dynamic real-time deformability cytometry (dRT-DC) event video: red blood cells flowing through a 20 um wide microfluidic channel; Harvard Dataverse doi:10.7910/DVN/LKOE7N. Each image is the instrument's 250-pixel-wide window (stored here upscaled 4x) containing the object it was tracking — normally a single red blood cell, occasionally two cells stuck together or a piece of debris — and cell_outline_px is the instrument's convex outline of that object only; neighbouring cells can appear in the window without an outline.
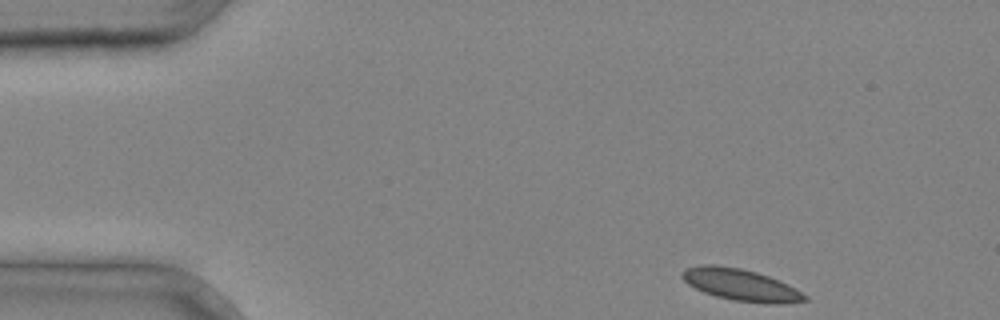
{"species": "common noctule bat (a hibernating species)", "species_latin": "Nyctalus noctula", "temperature_condition": "cold", "stored_images_in_passage": 3, "camera_frame_rate_fps": 3000, "um_per_image_px": 0.085, "animal": {"sex": "male", "body_mass_g": 20.4}, "frame": {"image": 1, "passage_image": 1, "time_ms": 0.0, "image_size_px": [1000, 320], "cell_outline_px": [[808, 300], [780, 304], [776, 304], [736, 300], [716, 296], [704, 292], [688, 284], [680, 276], [680, 272], [684, 268], [700, 264], [716, 264], [740, 268], [756, 272], [768, 276], [788, 284], [808, 296]], "centroid_in_image_um": [62.93, 24.19], "position_along_channel_um": 22.1, "area_um2": 22.66}}
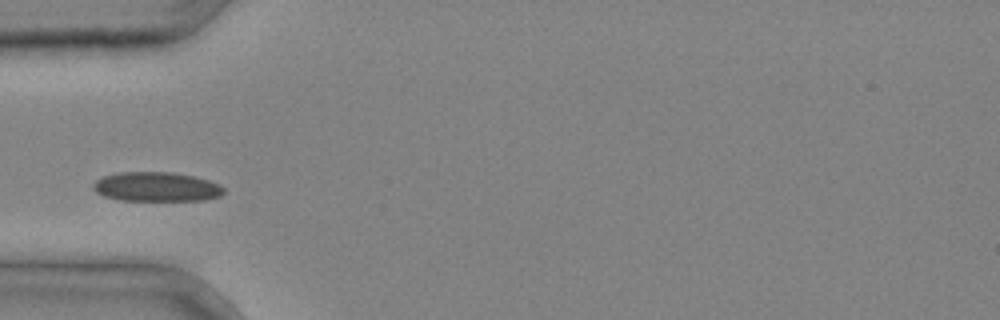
{"frame": {"image": 2, "passage_image": 3, "time_ms": 0.667, "image_size_px": [1000, 320], "cell_outline_px": [[224, 192], [220, 196], [204, 200], [120, 200], [104, 196], [96, 192], [92, 188], [92, 184], [96, 180], [104, 176], [120, 172], [172, 172], [192, 176], [208, 180], [220, 184], [224, 188]], "centroid_in_image_um": [13.29, 15.87], "position_along_channel_um": 71.7, "area_um2": 22.31}}